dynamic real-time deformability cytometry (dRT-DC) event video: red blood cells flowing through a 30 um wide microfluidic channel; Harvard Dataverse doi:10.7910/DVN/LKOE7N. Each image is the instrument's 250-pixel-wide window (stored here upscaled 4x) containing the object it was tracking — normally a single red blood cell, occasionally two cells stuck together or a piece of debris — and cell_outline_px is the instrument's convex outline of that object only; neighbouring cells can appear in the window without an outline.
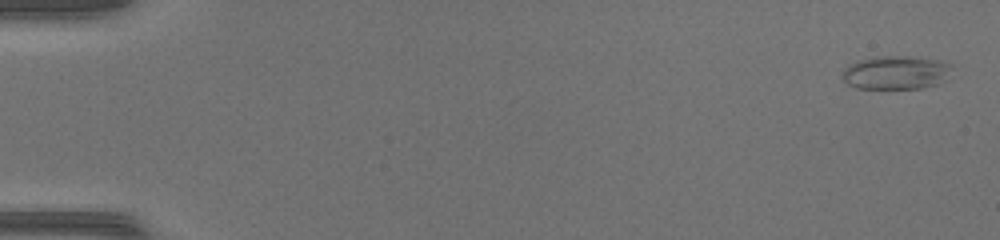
{"species": "common noctule bat (a hibernating species)", "species_latin": "Nyctalus noctula", "temperature_condition": "warm", "stored_images_in_passage": 48, "camera_frame_rate_fps": 3000, "um_per_image_px": 0.085, "animal": {"sex": "female", "body_mass_g": 17.0, "forearm_length_mm": 48.0}, "frame": {"image": 1, "passage_image": 1, "time_ms": 0.0, "image_size_px": [1000, 240], "cell_outline_px": [[948, 64], [936, 84], [920, 88], [856, 88], [848, 84], [844, 80], [844, 68], [848, 64], [856, 60], [876, 56], [908, 56], [936, 60]], "centroid_in_image_um": [75.96, 6.15], "position_along_channel_um": 9.0, "area_um2": 20.46}}
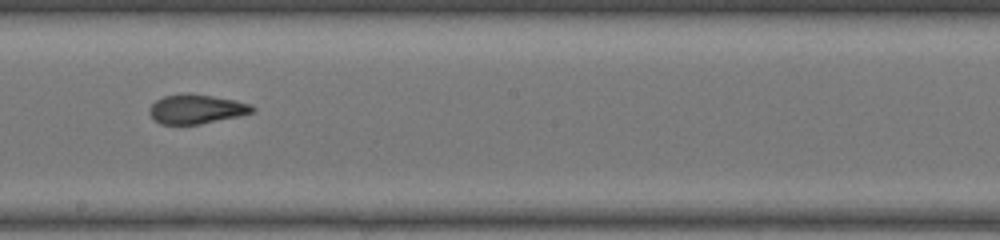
{"frame": {"image": 2, "passage_image": 28, "time_ms": 9.0, "image_size_px": [1000, 240], "cell_outline_px": [[256, 108], [252, 112], [236, 116], [200, 124], [160, 124], [148, 112], [148, 108], [156, 100], [164, 96], [212, 96], [252, 104]], "centroid_in_image_um": [16.68, 9.31], "position_along_channel_um": 231.5, "area_um2": 16.7}}
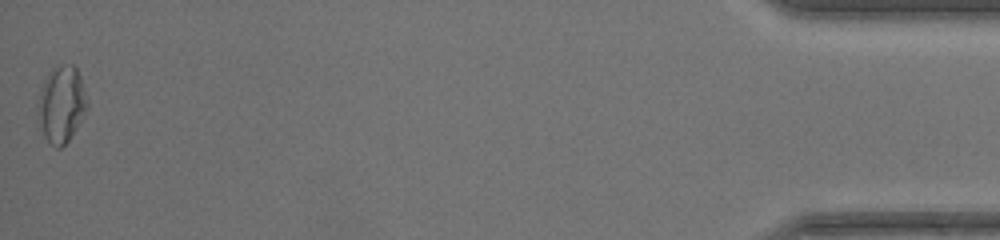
{"frame": {"image": 3, "passage_image": 48, "time_ms": 15.667, "image_size_px": [1000, 240], "cell_outline_px": [[88, 108], [68, 140], [60, 148], [56, 148], [44, 136], [40, 116], [40, 92], [44, 80], [52, 68], [64, 64], [72, 64], [76, 68], [80, 76], [88, 100]], "centroid_in_image_um": [5.27, 8.82], "position_along_channel_um": 429.9, "area_um2": 21.21}, "authors_computed_cell_mechanics": {"area_um2": 19.0451, "velocity_mm_per_s": 4.3645, "shape_relaxation_time_tau1_ms": null, "shape_relaxation_time_tau2_ms": 1.147, "deformation_change_tau1": null, "deformation_change_tau2": 0.0721}}